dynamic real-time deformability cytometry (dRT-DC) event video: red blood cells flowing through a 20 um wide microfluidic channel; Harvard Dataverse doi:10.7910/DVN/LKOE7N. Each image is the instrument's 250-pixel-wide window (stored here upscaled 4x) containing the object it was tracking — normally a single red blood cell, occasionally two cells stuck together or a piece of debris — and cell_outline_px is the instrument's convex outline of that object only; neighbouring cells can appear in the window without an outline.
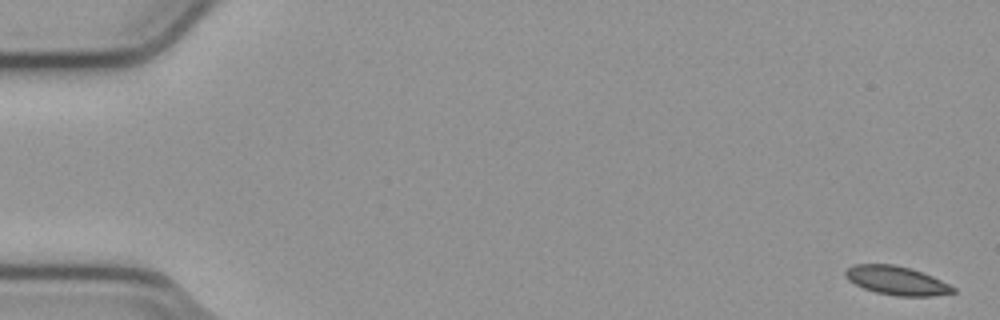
{"species": "common noctule bat (a hibernating species)", "species_latin": "Nyctalus noctula", "temperature_condition": "cold", "stored_images_in_passage": 55, "camera_frame_rate_fps": 3000, "um_per_image_px": 0.085, "animal": {"sex": "male", "body_mass_g": 23.1, "forearm_length_mm": 52.7}, "frame": {"image": 1, "passage_image": 1, "time_ms": 0.0, "image_size_px": [1000, 320], "cell_outline_px": [[956, 292], [932, 296], [896, 296], [876, 292], [864, 288], [848, 280], [844, 276], [844, 272], [852, 264], [892, 264], [912, 268], [932, 276], [956, 288]], "centroid_in_image_um": [76.2, 23.84], "position_along_channel_um": 8.8, "area_um2": 18.03}}
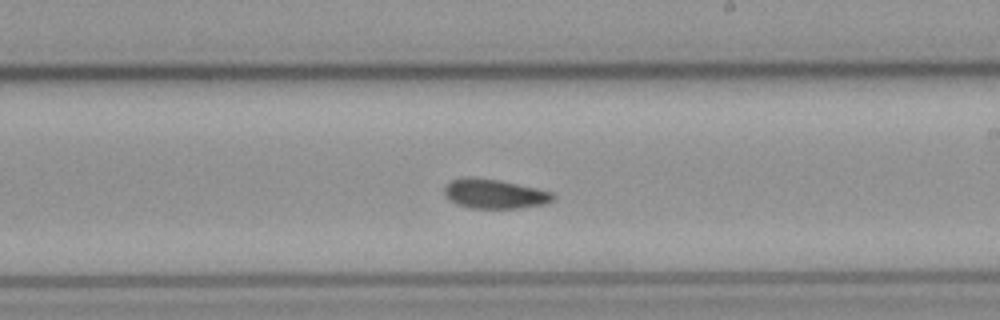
{"frame": {"image": 2, "passage_image": 32, "time_ms": 10.333, "image_size_px": [1000, 320], "cell_outline_px": [[556, 196], [552, 200], [544, 204], [516, 208], [472, 208], [456, 204], [448, 200], [444, 196], [444, 188], [452, 180], [464, 176], [472, 176], [500, 180], [536, 188], [552, 192]], "centroid_in_image_um": [41.99, 16.46], "position_along_channel_um": 247.0, "area_um2": 18.73}}
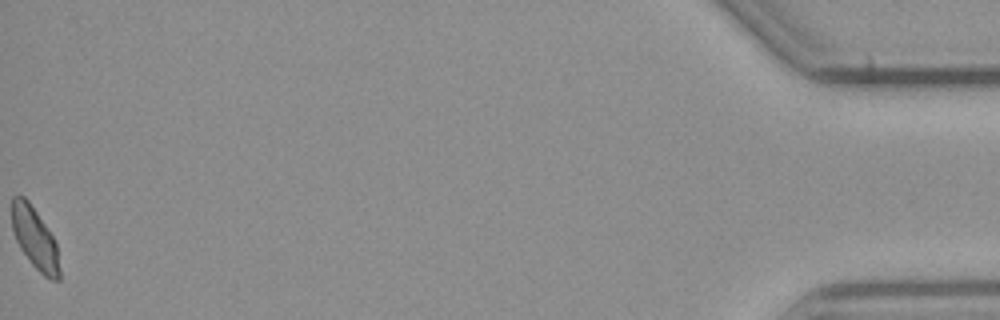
{"frame": {"image": 3, "passage_image": 55, "time_ms": 18.0, "image_size_px": [1000, 320], "cell_outline_px": [[60, 280], [52, 280], [44, 276], [28, 260], [20, 248], [12, 232], [12, 196], [24, 196], [28, 200], [52, 236], [56, 244], [60, 272]], "centroid_in_image_um": [2.94, 20.27], "position_along_channel_um": 432.3, "area_um2": 16.88}, "authors_computed_cell_mechanics": {"area_um2": 18.4382, "velocity_mm_per_s": 3.7706, "shape_relaxation_time_tau1_ms": null, "shape_relaxation_time_tau2_ms": 8.6452, "deformation_change_tau1": null, "deformation_change_tau2": 0.0889}}